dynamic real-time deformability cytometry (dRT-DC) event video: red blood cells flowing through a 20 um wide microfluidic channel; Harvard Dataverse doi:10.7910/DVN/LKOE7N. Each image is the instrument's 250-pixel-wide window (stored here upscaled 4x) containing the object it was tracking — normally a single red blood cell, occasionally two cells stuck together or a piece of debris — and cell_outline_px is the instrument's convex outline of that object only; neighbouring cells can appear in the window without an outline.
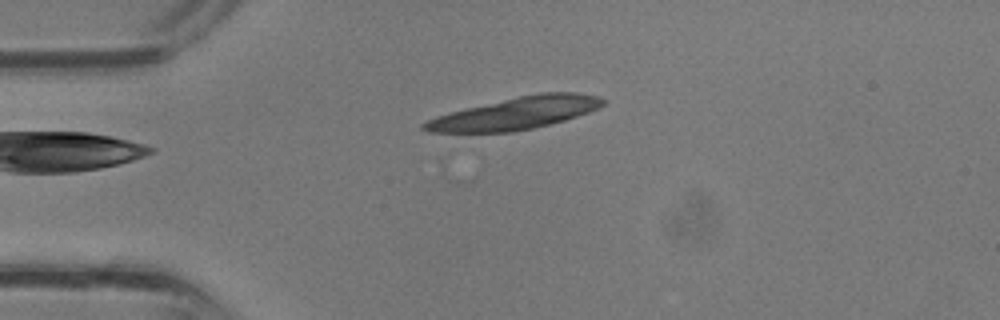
{"species": "common noctule bat (a hibernating species)", "species_latin": "Nyctalus noctula", "temperature_condition": "room temperature", "stored_images_in_passage": 12, "camera_frame_rate_fps": 3000, "um_per_image_px": 0.085, "animal": {"sex": "male", "body_mass_g": 13.3}, "frame": {"image": 1, "passage_image": 1, "time_ms": 0.0, "image_size_px": [1000, 320], "cell_outline_px": [[604, 104], [588, 112], [564, 120], [532, 128], [512, 132], [428, 132], [420, 128], [420, 124], [436, 116], [468, 108], [520, 96], [540, 92], [576, 92], [600, 96], [604, 100]], "centroid_in_image_um": [43.82, 9.63], "position_along_channel_um": 41.2, "area_um2": 32.95}}